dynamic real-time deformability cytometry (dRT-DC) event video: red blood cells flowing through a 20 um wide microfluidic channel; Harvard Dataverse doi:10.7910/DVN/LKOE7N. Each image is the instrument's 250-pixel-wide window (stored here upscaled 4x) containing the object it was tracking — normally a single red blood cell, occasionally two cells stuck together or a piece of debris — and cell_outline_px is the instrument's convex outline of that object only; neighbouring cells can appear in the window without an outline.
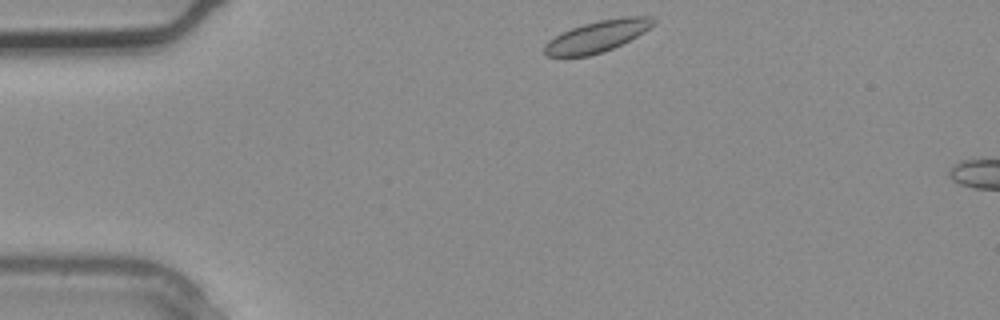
{"species": "common noctule bat (a hibernating species)", "species_latin": "Nyctalus noctula", "temperature_condition": "warm", "stored_images_in_passage": 4, "camera_frame_rate_fps": 3000, "um_per_image_px": 0.085, "animal": {"sex": "male", "body_mass_g": 20.4}, "frame": {"image": 1, "passage_image": 4, "time_ms": 1.0, "image_size_px": [1000, 320], "cell_outline_px": [[656, 24], [644, 32], [612, 48], [588, 56], [544, 56], [544, 44], [548, 40], [572, 28], [584, 24], [600, 20], [624, 16], [652, 16], [656, 20]], "centroid_in_image_um": [50.79, 3.07], "position_along_channel_um": 34.2, "area_um2": 19.71}}